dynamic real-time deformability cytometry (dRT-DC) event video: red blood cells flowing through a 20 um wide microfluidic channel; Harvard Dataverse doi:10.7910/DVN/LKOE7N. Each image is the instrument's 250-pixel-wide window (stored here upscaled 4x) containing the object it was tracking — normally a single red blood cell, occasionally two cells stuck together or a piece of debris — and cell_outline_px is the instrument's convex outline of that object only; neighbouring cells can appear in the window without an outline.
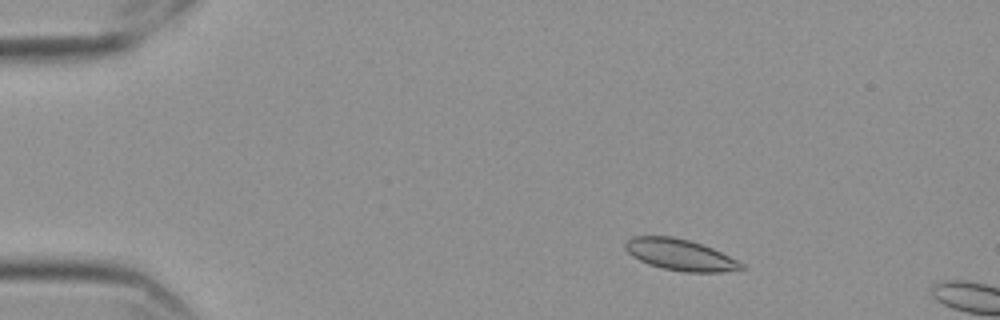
{"species": "Egyptian fruit bat (a non-hibernating species)", "species_latin": "Rousettus aegyptiacus", "temperature_condition": "cold", "stored_images_in_passage": 10, "camera_frame_rate_fps": 3000, "um_per_image_px": 0.085, "frame": {"image": 1, "passage_image": 7, "time_ms": 2.0, "image_size_px": [1000, 320], "cell_outline_px": [[744, 268], [720, 272], [684, 272], [664, 268], [648, 264], [632, 256], [624, 248], [624, 244], [632, 236], [672, 236], [688, 240], [712, 248], [744, 264]], "centroid_in_image_um": [57.77, 21.65], "position_along_channel_um": 27.2, "area_um2": 20.87}}